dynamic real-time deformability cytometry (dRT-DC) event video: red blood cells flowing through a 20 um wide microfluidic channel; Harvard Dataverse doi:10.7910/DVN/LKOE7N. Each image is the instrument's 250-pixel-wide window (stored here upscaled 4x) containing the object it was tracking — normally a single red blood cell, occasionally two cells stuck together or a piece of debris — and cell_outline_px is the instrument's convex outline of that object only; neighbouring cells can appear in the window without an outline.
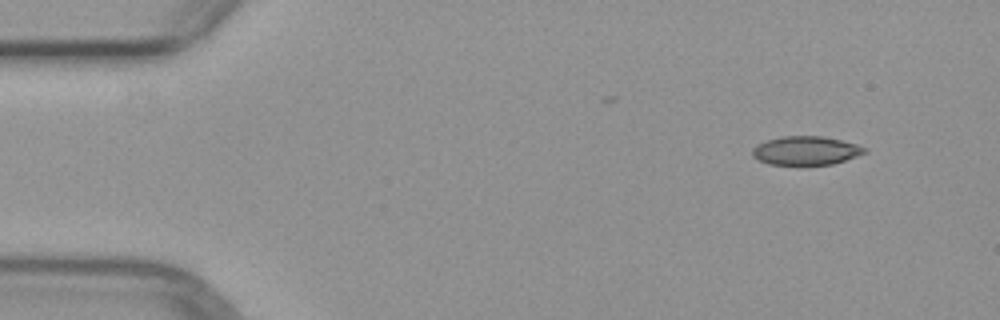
{"species": "common noctule bat (a hibernating species)", "species_latin": "Nyctalus noctula", "temperature_condition": "warm", "stored_images_in_passage": 5, "segment_of_instrument_passage": [2, 2], "camera_frame_rate_fps": 3000, "um_per_image_px": 0.085, "animal": {"sex": "female", "body_mass_g": 29.2, "forearm_length_mm": 56.3}, "frame": {"image": 1, "passage_image": 5, "time_ms": 5.667, "image_size_px": [1000, 320], "cell_outline_px": [[868, 152], [832, 164], [804, 168], [768, 164], [756, 160], [752, 156], [752, 148], [756, 144], [780, 136], [824, 136], [856, 144], [868, 148]], "centroid_in_image_um": [68.46, 12.85], "position_along_channel_um": 16.5, "area_um2": 19.71}}